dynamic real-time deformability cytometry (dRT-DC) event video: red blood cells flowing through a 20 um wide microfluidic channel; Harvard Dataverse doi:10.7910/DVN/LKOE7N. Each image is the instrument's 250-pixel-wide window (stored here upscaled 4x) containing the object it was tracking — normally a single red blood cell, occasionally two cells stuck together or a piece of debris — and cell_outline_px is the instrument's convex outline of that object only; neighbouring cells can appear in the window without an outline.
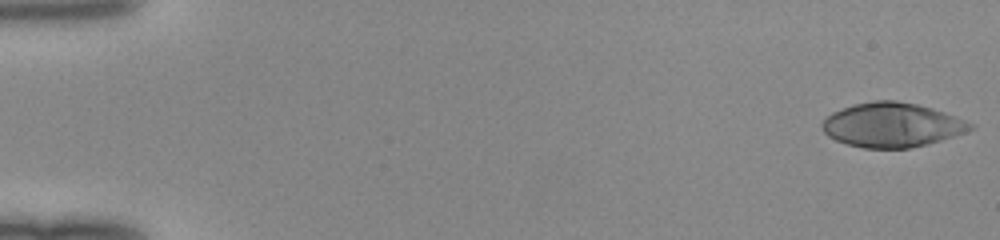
{"species": "human", "species_latin": "Homo sapiens", "temperature_condition": "room temperature", "stored_images_in_passage": 49, "camera_frame_rate_fps": 3000, "um_per_image_px": 0.085, "donor": {"sex": "female"}, "frame": {"image": 1, "passage_image": 1, "time_ms": 0.0, "image_size_px": [1000, 240], "cell_outline_px": [[976, 124], [972, 128], [964, 132], [940, 140], [908, 148], [864, 148], [848, 144], [836, 140], [828, 136], [824, 132], [820, 124], [832, 112], [852, 104], [872, 100], [896, 100], [916, 104], [932, 108], [956, 116]], "centroid_in_image_um": [75.79, 10.6], "position_along_channel_um": 9.2, "area_um2": 38.15}}
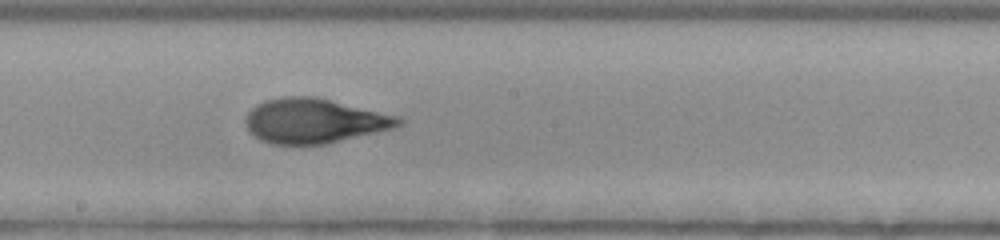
{"frame": {"image": 2, "passage_image": 28, "time_ms": 9.0, "image_size_px": [1000, 240], "cell_outline_px": [[404, 124], [396, 128], [324, 144], [272, 144], [260, 140], [248, 132], [244, 120], [248, 112], [256, 104], [264, 100], [284, 96], [316, 96], [400, 116], [404, 120]], "centroid_in_image_um": [26.72, 10.26], "position_along_channel_um": 221.5, "area_um2": 40.29}}
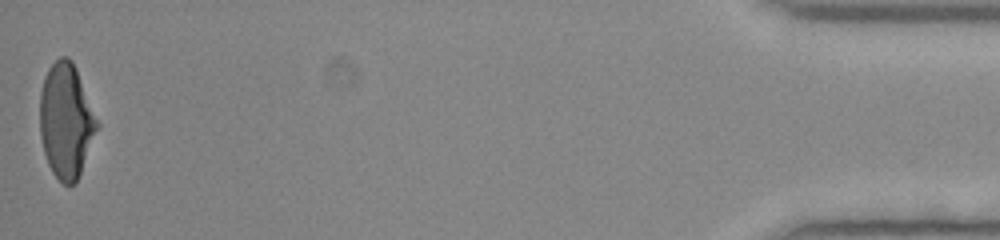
{"frame": {"image": 3, "passage_image": 49, "time_ms": 16.0, "image_size_px": [1000, 240], "cell_outline_px": [[100, 128], [80, 172], [76, 180], [72, 184], [64, 184], [52, 172], [48, 164], [44, 152], [40, 136], [40, 92], [44, 76], [48, 68], [60, 56], [68, 56], [72, 60], [76, 68], [100, 124]], "centroid_in_image_um": [5.63, 10.23], "position_along_channel_um": 429.6, "area_um2": 38.38}}